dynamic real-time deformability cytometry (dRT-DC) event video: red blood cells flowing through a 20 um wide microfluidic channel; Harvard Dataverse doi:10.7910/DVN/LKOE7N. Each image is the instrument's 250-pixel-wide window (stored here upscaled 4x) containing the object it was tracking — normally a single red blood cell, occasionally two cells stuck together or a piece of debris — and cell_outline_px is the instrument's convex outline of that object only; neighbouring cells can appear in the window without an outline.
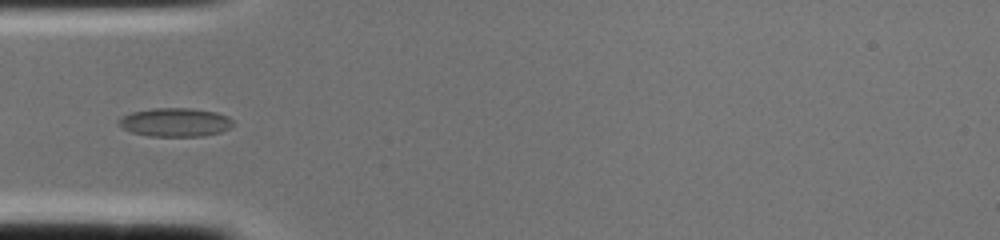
{"species": "common noctule bat (a hibernating species)", "species_latin": "Nyctalus noctula", "temperature_condition": "cold", "stored_images_in_passage": 1, "camera_frame_rate_fps": 3000, "um_per_image_px": 0.085, "animal": {"sex": "female", "body_mass_g": 22.0, "forearm_length_mm": 56.7}, "frame": {"image": 1, "passage_image": 1, "time_ms": 0.0, "image_size_px": [1000, 240], "cell_outline_px": [[236, 124], [232, 128], [220, 132], [204, 136], [148, 136], [132, 132], [116, 124], [116, 120], [120, 116], [132, 112], [152, 108], [192, 108], [216, 112], [228, 116]], "centroid_in_image_um": [14.9, 10.39], "position_along_channel_um": 70.1, "area_um2": 19.42}}